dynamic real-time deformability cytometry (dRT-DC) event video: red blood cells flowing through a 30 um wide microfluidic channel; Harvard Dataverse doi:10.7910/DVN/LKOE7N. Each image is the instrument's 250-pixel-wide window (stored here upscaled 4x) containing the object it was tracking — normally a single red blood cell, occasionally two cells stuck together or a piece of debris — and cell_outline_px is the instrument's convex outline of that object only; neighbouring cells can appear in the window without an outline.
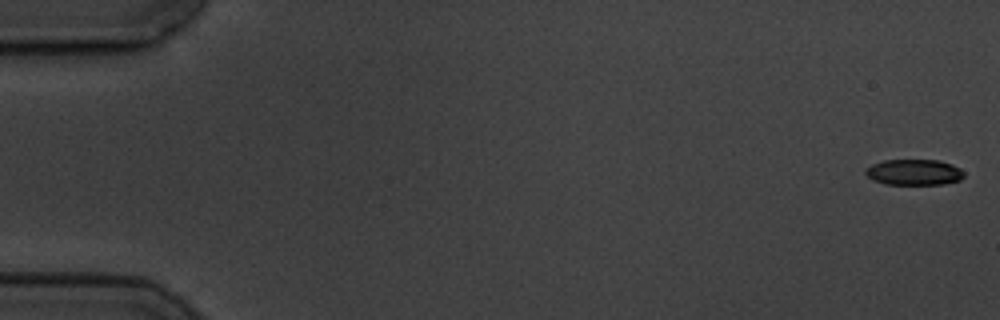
{"species": "common noctule bat (a hibernating species)", "species_latin": "Nyctalus noctula", "temperature_condition": "cold", "stored_images_in_passage": 5, "camera_frame_rate_fps": 3000, "um_per_image_px": 0.085, "animal": {"sex": "male", "body_mass_g": 19.5, "forearm_length_mm": 54.6}, "frame": {"image": 1, "passage_image": 1, "time_ms": 0.0, "image_size_px": [1000, 320], "cell_outline_px": [[964, 176], [960, 180], [944, 184], [884, 184], [872, 180], [864, 172], [872, 164], [884, 160], [940, 160], [952, 164], [960, 168], [964, 172]], "centroid_in_image_um": [77.71, 14.64], "position_along_channel_um": 7.3, "area_um2": 14.85}}
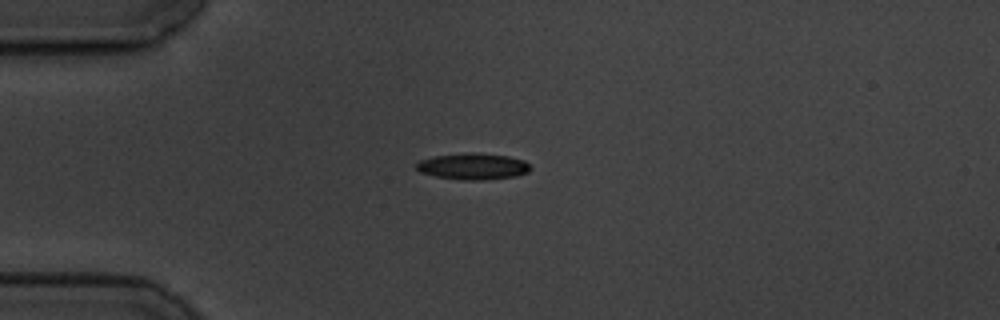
{"frame": {"image": 2, "passage_image": 5, "time_ms": 4.667, "image_size_px": [1000, 320], "cell_outline_px": [[532, 168], [528, 172], [516, 176], [484, 180], [464, 180], [436, 176], [420, 172], [416, 168], [416, 164], [420, 160], [432, 156], [464, 152], [472, 152], [508, 156], [524, 160]], "centroid_in_image_um": [40.2, 14.13], "position_along_channel_um": 44.8, "area_um2": 17.63}}